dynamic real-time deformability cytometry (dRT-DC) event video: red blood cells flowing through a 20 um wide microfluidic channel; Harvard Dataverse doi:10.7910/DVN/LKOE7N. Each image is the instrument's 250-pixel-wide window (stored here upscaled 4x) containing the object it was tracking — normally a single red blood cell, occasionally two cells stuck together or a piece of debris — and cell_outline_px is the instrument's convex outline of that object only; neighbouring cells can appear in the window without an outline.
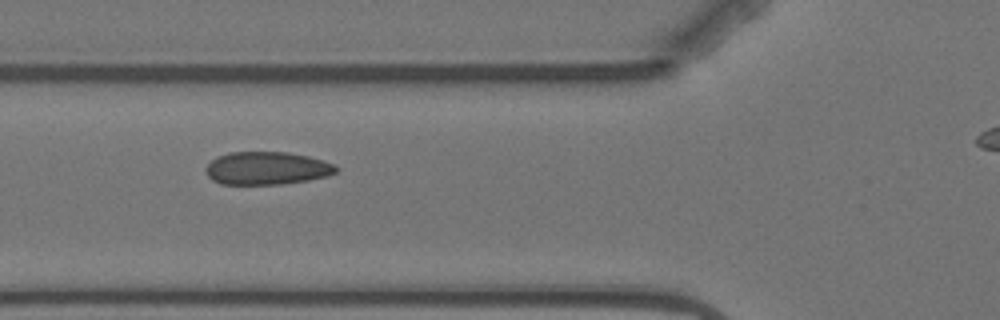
{"species": "Egyptian fruit bat (a non-hibernating species)", "species_latin": "Rousettus aegyptiacus", "temperature_condition": "warm", "stored_images_in_passage": 7, "segment_of_instrument_passage": [1, 2], "camera_frame_rate_fps": 3000, "um_per_image_px": 0.085, "animal": {"sex": "female"}, "frame": {"image": 1, "passage_image": 5, "time_ms": 5.333, "image_size_px": [1000, 320], "cell_outline_px": [[340, 168], [336, 172], [328, 176], [308, 180], [280, 184], [220, 184], [212, 180], [208, 176], [204, 168], [216, 156], [228, 152], [288, 152], [308, 156], [332, 164]], "centroid_in_image_um": [22.65, 14.3], "position_along_channel_um": 103.2, "area_um2": 25.03}}
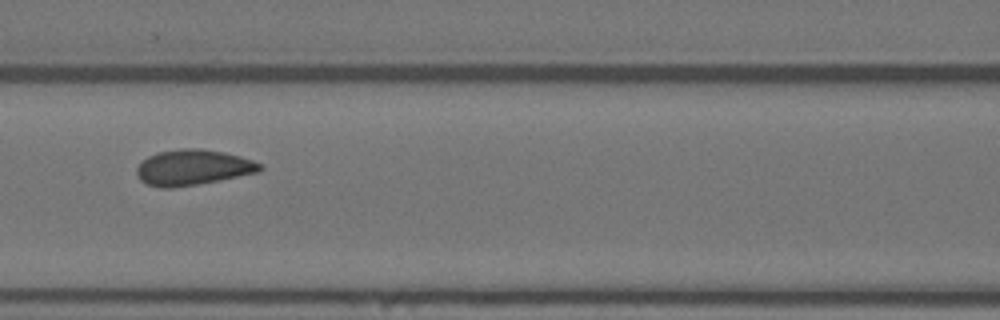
{"frame": {"image": 2, "passage_image": 6, "time_ms": 6.667, "image_size_px": [1000, 320], "cell_outline_px": [[264, 168], [256, 172], [220, 180], [172, 188], [160, 188], [148, 184], [140, 180], [136, 176], [136, 168], [148, 156], [156, 152], [180, 148], [200, 148], [224, 152], [240, 156], [252, 160], [260, 164]], "centroid_in_image_um": [16.36, 14.22], "position_along_channel_um": 150.2, "area_um2": 25.49}}